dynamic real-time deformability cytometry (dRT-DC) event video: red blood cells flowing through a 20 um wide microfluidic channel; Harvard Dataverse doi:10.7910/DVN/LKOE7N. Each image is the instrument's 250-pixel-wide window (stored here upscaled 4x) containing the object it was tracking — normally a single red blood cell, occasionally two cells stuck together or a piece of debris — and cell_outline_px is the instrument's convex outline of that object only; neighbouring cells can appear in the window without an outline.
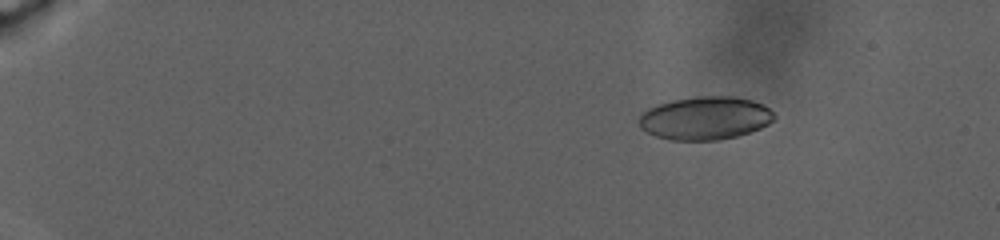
{"species": "human", "species_latin": "Homo sapiens", "temperature_condition": "warm", "stored_images_in_passage": 70, "camera_frame_rate_fps": 3000, "um_per_image_px": 0.085, "donor": {"sex": "male"}, "frame": {"image": 1, "passage_image": 11, "time_ms": 5.0, "image_size_px": [1000, 240], "cell_outline_px": [[776, 116], [768, 124], [760, 128], [736, 136], [716, 140], [668, 140], [656, 136], [640, 128], [640, 112], [656, 104], [672, 100], [696, 96], [736, 96], [752, 100], [764, 104]], "centroid_in_image_um": [59.92, 10.03], "position_along_channel_um": 25.1, "area_um2": 34.1}}
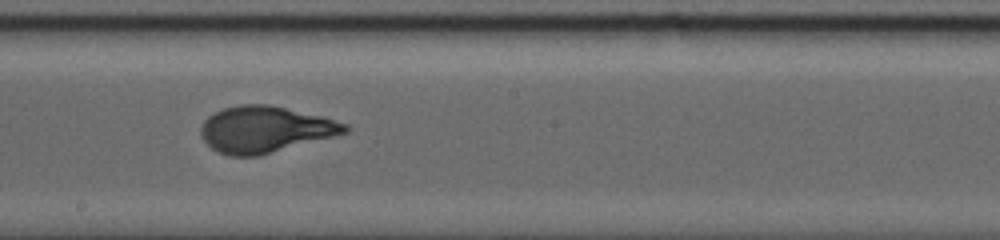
{"frame": {"image": 2, "passage_image": 42, "time_ms": 20.333, "image_size_px": [1000, 240], "cell_outline_px": [[352, 128], [348, 132], [260, 156], [228, 156], [212, 148], [204, 140], [200, 132], [200, 128], [204, 120], [208, 116], [224, 108], [240, 104], [268, 104], [320, 116], [348, 124]], "centroid_in_image_um": [22.53, 11.0], "position_along_channel_um": 225.7, "area_um2": 38.73}}
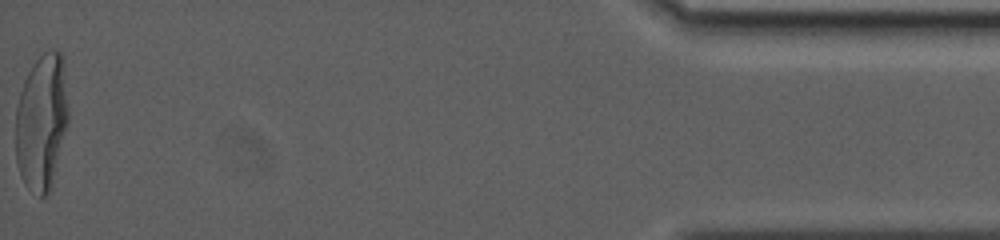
{"frame": {"image": 3, "passage_image": 70, "time_ms": 33.0, "image_size_px": [1000, 240], "cell_outline_px": [[68, 120], [52, 184], [48, 192], [44, 196], [40, 196], [28, 188], [24, 184], [20, 176], [16, 160], [16, 108], [20, 92], [24, 80], [32, 64], [48, 48], [60, 52], [64, 56], [68, 112]], "centroid_in_image_um": [3.54, 10.31], "position_along_channel_um": 431.7, "area_um2": 42.02}, "authors_computed_cell_mechanics": {"area_um2": 37.57, "velocity_mm_per_s": 2.217, "shape_relaxation_time_tau1_ms": 7.3497, "shape_relaxation_time_tau2_ms": null, "deformation_change_tau1": 0.2429, "deformation_change_tau2": null}}